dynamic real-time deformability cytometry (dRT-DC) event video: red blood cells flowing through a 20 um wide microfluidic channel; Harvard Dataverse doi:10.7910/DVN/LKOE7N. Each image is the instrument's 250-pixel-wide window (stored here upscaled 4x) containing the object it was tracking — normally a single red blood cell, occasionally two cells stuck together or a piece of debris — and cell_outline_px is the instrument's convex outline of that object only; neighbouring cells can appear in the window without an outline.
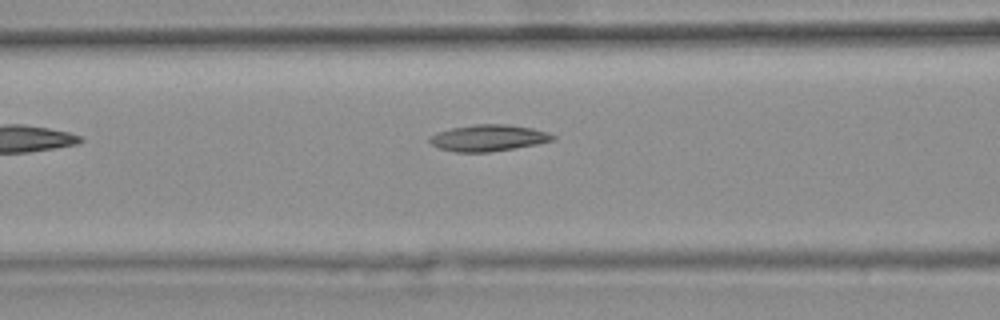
{"species": "common noctule bat (a hibernating species)", "species_latin": "Nyctalus noctula", "temperature_condition": "warm", "stored_images_in_passage": 4, "camera_frame_rate_fps": 3000, "um_per_image_px": 0.085, "animal": {"sex": "female", "body_mass_g": 25.1}, "frame": {"image": 1, "passage_image": 4, "time_ms": 1.0, "image_size_px": [1000, 320], "cell_outline_px": [[556, 140], [536, 144], [488, 152], [456, 152], [440, 148], [432, 144], [428, 140], [428, 136], [436, 132], [452, 128], [476, 124], [508, 124], [532, 128], [548, 132], [556, 136]], "centroid_in_image_um": [41.51, 11.71], "position_along_channel_um": 125.1, "area_um2": 18.96}}